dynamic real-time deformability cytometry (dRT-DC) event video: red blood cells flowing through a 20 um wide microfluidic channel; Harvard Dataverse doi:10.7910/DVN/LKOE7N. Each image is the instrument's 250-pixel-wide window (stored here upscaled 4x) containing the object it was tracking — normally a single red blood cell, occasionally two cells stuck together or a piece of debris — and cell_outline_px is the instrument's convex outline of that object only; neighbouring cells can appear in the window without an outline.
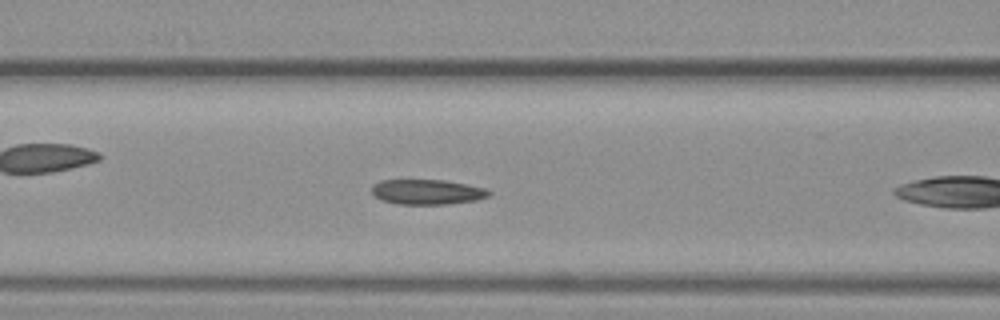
{"species": "common noctule bat (a hibernating species)", "species_latin": "Nyctalus noctula", "temperature_condition": "warm", "stored_images_in_passage": 4, "camera_frame_rate_fps": 3000, "um_per_image_px": 0.085, "animal": {"sex": "female", "body_mass_g": 19.3, "forearm_length_mm": 54.1}, "frame": {"image": 1, "passage_image": 3, "time_ms": 0.667, "image_size_px": [1000, 320], "cell_outline_px": [[492, 192], [488, 196], [476, 200], [448, 204], [396, 204], [380, 200], [372, 192], [372, 184], [380, 180], [444, 180], [468, 184], [484, 188]], "centroid_in_image_um": [36.29, 16.31], "position_along_channel_um": 130.3, "area_um2": 17.17}}